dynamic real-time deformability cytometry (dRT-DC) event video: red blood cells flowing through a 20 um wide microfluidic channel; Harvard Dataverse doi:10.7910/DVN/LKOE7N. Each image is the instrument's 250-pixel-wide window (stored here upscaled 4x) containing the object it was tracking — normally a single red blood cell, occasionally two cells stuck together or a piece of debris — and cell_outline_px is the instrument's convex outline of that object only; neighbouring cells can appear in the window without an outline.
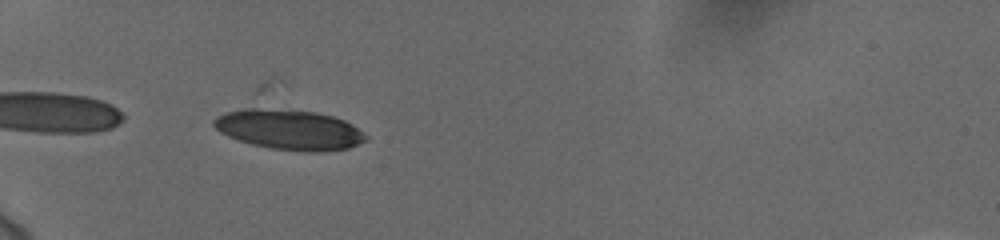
{"species": "human", "species_latin": "Homo sapiens", "temperature_condition": "cold", "stored_images_in_passage": 34, "camera_frame_rate_fps": 3000, "um_per_image_px": 0.085, "donor": {"sex": "female"}, "frame": {"image": 1, "passage_image": 3, "time_ms": 0.667, "image_size_px": [1000, 240], "cell_outline_px": [[368, 140], [348, 148], [324, 152], [304, 152], [268, 148], [252, 144], [228, 136], [220, 132], [212, 124], [212, 120], [216, 116], [224, 112], [244, 108], [256, 108], [316, 112], [332, 116], [344, 120], [352, 124], [368, 136]], "centroid_in_image_um": [24.58, 11.03], "position_along_channel_um": 60.4, "area_um2": 35.66}}
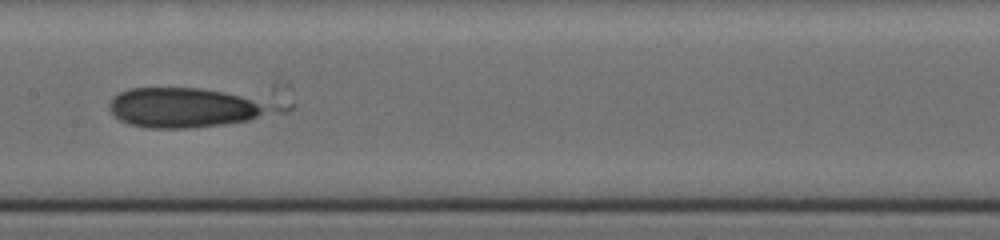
{"frame": {"image": 2, "passage_image": 15, "time_ms": 4.667, "image_size_px": [1000, 240], "cell_outline_px": [[296, 104], [288, 112], [248, 120], [224, 124], [188, 128], [148, 128], [128, 124], [120, 120], [108, 108], [108, 104], [112, 96], [128, 88], [200, 88]], "centroid_in_image_um": [16.1, 9.14], "position_along_channel_um": 191.3, "area_um2": 39.94}}
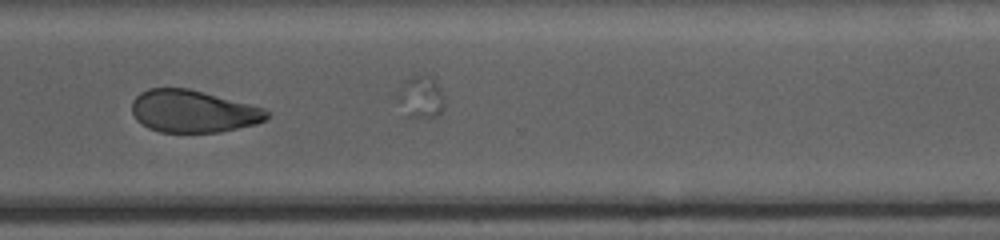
{"frame": {"image": 3, "passage_image": 28, "time_ms": 9.0, "image_size_px": [1000, 240], "cell_outline_px": [[268, 116], [264, 120], [256, 124], [220, 132], [160, 132], [148, 128], [140, 124], [136, 120], [132, 112], [132, 100], [140, 92], [148, 88], [188, 88], [204, 92], [264, 108], [268, 112]], "centroid_in_image_um": [16.37, 9.46], "position_along_channel_um": 354.2, "area_um2": 33.29}, "authors_computed_cell_mechanics": {"area_um2": 35.3736, "velocity_mm_per_s": 3.744, "shape_relaxation_time_tau1_ms": null, "shape_relaxation_time_tau2_ms": 4.3804, "deformation_change_tau1": null, "deformation_change_tau2": 0.1059}}